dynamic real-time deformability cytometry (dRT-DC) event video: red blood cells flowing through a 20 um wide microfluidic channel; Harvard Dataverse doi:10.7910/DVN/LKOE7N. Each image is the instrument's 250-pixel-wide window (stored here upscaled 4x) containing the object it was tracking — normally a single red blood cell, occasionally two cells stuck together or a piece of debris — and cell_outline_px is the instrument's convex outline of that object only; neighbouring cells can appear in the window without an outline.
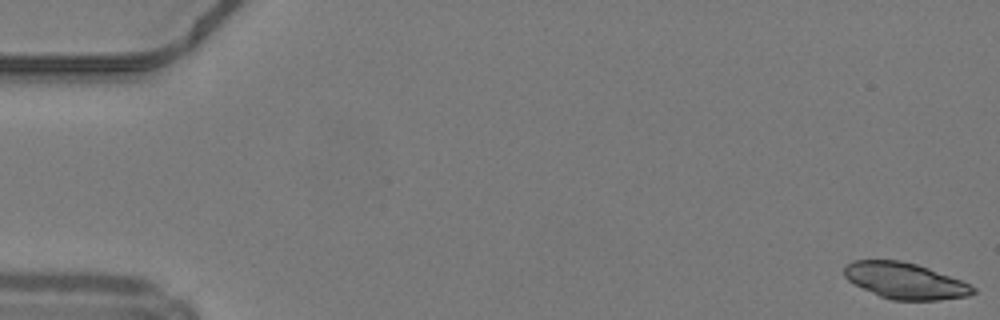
{"species": "common noctule bat (a hibernating species)", "species_latin": "Nyctalus noctula", "temperature_condition": "warm", "stored_images_in_passage": 48, "camera_frame_rate_fps": 3000, "um_per_image_px": 0.085, "animal": {"sex": "male", "body_mass_g": 19.2, "forearm_length_mm": 51.8}, "frame": {"image": 1, "passage_image": 1, "time_ms": 0.0, "image_size_px": [1000, 320], "cell_outline_px": [[976, 292], [968, 296], [940, 300], [892, 300], [880, 296], [848, 280], [844, 276], [844, 264], [852, 260], [900, 260], [916, 264], [928, 268], [960, 280], [976, 288]], "centroid_in_image_um": [76.92, 23.86], "position_along_channel_um": 8.1, "area_um2": 26.93}}
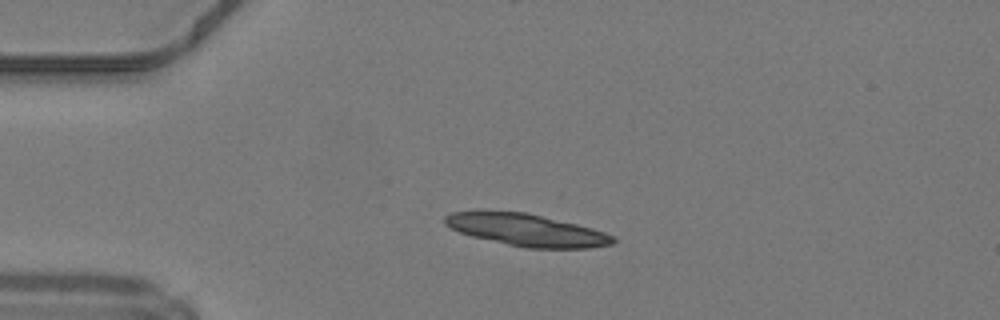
{"frame": {"image": 2, "passage_image": 12, "time_ms": 3.667, "image_size_px": [1000, 320], "cell_outline_px": [[616, 240], [612, 244], [588, 248], [524, 248], [472, 236], [460, 232], [444, 224], [444, 216], [452, 212], [524, 212], [576, 224], [592, 228], [616, 236]], "centroid_in_image_um": [44.8, 19.57], "position_along_channel_um": 40.2, "area_um2": 30.98}, "authors_computed_cell_mechanics": {"area_um2": 27.2238, "velocity_mm_per_s": 4.2084, "shape_relaxation_time_tau1_ms": 5.9489, "shape_relaxation_time_tau2_ms": 3.0448, "deformation_change_tau1": 0.1659, "deformation_change_tau2": 0.072}}